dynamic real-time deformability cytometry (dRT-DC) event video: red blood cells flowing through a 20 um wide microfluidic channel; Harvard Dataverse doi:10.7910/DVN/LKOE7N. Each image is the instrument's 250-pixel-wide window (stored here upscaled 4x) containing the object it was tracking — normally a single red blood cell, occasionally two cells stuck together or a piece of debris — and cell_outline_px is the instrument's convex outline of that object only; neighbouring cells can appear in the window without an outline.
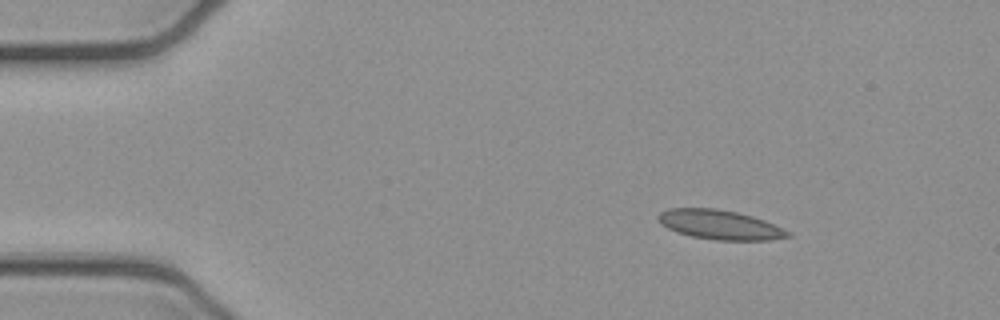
{"species": "common noctule bat (a hibernating species)", "species_latin": "Nyctalus noctula", "temperature_condition": "cold", "stored_images_in_passage": 4, "camera_frame_rate_fps": 3000, "um_per_image_px": 0.085, "animal": {"sex": "female", "body_mass_g": 21.9}, "frame": {"image": 1, "passage_image": 2, "time_ms": 0.333, "image_size_px": [1000, 320], "cell_outline_px": [[792, 236], [768, 240], [716, 240], [692, 236], [676, 232], [668, 228], [656, 220], [656, 216], [660, 212], [668, 208], [716, 208], [736, 212], [752, 216], [764, 220], [792, 232]], "centroid_in_image_um": [61.17, 19.1], "position_along_channel_um": 23.8, "area_um2": 22.31}}